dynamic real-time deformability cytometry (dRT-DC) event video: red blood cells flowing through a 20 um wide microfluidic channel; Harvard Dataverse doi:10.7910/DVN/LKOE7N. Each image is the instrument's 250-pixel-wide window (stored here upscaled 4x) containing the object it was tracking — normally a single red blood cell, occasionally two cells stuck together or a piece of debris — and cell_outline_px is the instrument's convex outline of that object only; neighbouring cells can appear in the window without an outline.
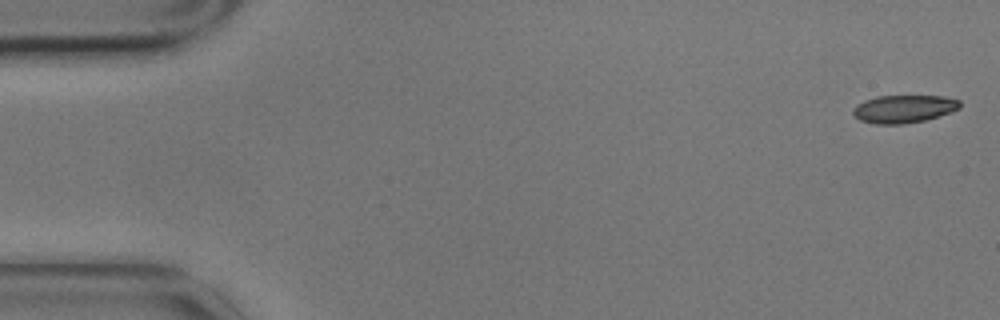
{"species": "common noctule bat (a hibernating species)", "species_latin": "Nyctalus noctula", "temperature_condition": "cold", "stored_images_in_passage": 8, "camera_frame_rate_fps": 3000, "um_per_image_px": 0.085, "animal": {"sex": "male", "body_mass_g": 17.9}, "frame": {"image": 1, "passage_image": 1, "time_ms": 0.0, "image_size_px": [1000, 320], "cell_outline_px": [[960, 108], [952, 112], [924, 120], [904, 124], [876, 124], [860, 120], [852, 112], [852, 108], [856, 104], [864, 100], [876, 96], [944, 96], [960, 100]], "centroid_in_image_um": [76.81, 9.25], "position_along_channel_um": 8.2, "area_um2": 17.4}}
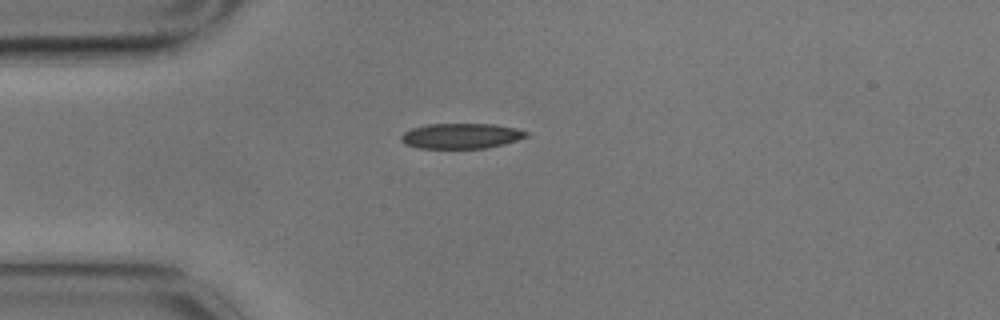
{"frame": {"image": 2, "passage_image": 4, "time_ms": 1.0, "image_size_px": [1000, 320], "cell_outline_px": [[532, 132], [528, 136], [504, 144], [488, 148], [420, 148], [404, 144], [400, 140], [400, 136], [404, 132], [412, 128], [428, 124], [496, 124], [520, 128]], "centroid_in_image_um": [39.25, 11.55], "position_along_channel_um": 45.7, "area_um2": 18.73}}